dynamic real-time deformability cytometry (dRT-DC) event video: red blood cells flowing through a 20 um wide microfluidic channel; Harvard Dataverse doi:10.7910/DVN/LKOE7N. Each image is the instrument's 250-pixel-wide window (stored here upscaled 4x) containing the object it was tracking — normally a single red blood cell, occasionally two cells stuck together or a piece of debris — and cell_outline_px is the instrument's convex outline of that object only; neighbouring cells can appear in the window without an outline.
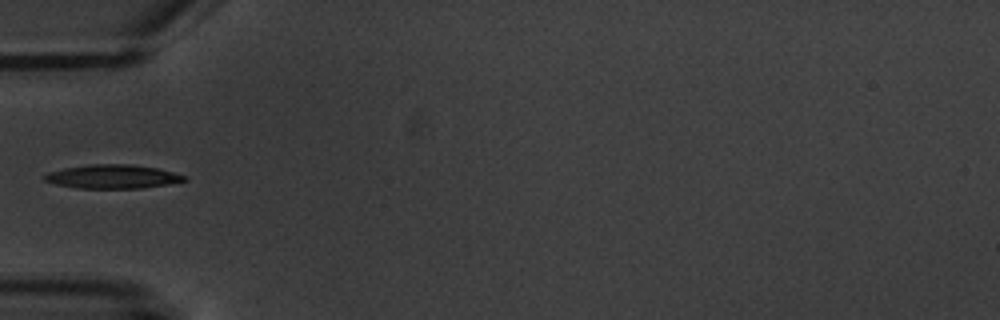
{"species": "common noctule bat (a hibernating species)", "species_latin": "Nyctalus noctula", "temperature_condition": "warm", "stored_images_in_passage": 3, "camera_frame_rate_fps": 3000, "um_per_image_px": 0.085, "animal": {"sex": "male", "body_mass_g": 20.1, "forearm_length_mm": 53.5}, "frame": {"image": 1, "passage_image": 1, "time_ms": 0.0, "image_size_px": [1000, 320], "cell_outline_px": [[188, 180], [168, 184], [140, 188], [76, 188], [56, 184], [44, 180], [44, 176], [48, 172], [64, 168], [88, 164], [132, 164], [156, 168], [188, 176]], "centroid_in_image_um": [9.58, 15.0], "position_along_channel_um": 75.4, "area_um2": 19.36}}